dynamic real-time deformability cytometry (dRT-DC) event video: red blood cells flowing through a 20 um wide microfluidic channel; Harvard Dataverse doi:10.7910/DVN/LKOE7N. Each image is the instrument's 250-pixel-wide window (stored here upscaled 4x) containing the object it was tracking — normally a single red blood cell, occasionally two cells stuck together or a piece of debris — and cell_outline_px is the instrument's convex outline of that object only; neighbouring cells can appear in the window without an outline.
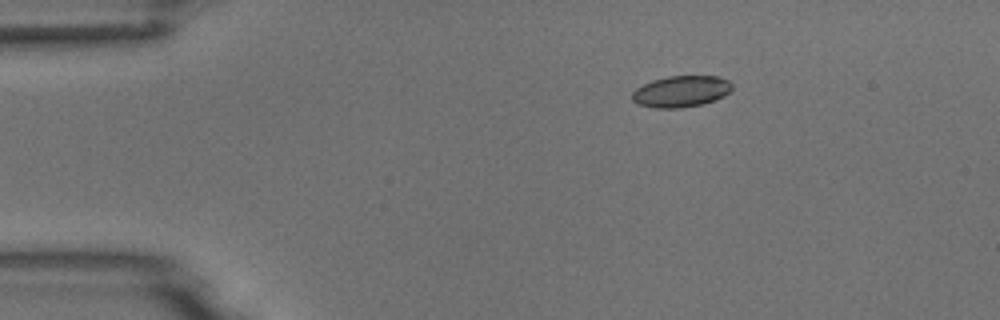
{"species": "common noctule bat (a hibernating species)", "species_latin": "Nyctalus noctula", "temperature_condition": "room temperature", "stored_images_in_passage": 4, "camera_frame_rate_fps": 3000, "um_per_image_px": 0.085, "animal": {"sex": "male", "body_mass_g": 18.8}, "frame": {"image": 1, "passage_image": 2, "time_ms": 2.0, "image_size_px": [1000, 320], "cell_outline_px": [[732, 88], [724, 96], [716, 100], [700, 104], [680, 108], [656, 108], [636, 104], [632, 100], [632, 92], [636, 88], [652, 80], [668, 76], [720, 76], [728, 80], [732, 84]], "centroid_in_image_um": [57.88, 7.77], "position_along_channel_um": 27.1, "area_um2": 18.32}}
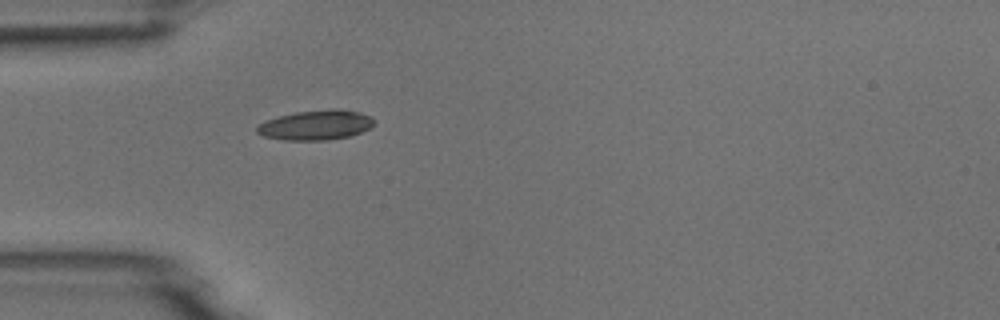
{"frame": {"image": 2, "passage_image": 4, "time_ms": 4.333, "image_size_px": [1000, 320], "cell_outline_px": [[376, 124], [352, 136], [328, 140], [284, 140], [264, 136], [256, 132], [256, 128], [264, 120], [296, 112], [328, 108], [336, 108], [360, 112], [372, 116], [376, 120]], "centroid_in_image_um": [26.89, 10.62], "position_along_channel_um": 58.1, "area_um2": 20.63}}